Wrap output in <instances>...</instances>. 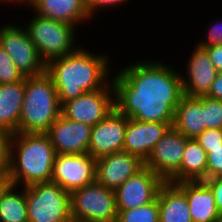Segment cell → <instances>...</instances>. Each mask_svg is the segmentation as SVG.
Returning <instances> with one entry per match:
<instances>
[{"label":"cell","instance_id":"cell-1","mask_svg":"<svg viewBox=\"0 0 222 222\" xmlns=\"http://www.w3.org/2000/svg\"><path fill=\"white\" fill-rule=\"evenodd\" d=\"M181 75L158 61L132 63L110 79L115 108L138 121L173 123L183 96Z\"/></svg>","mask_w":222,"mask_h":222},{"label":"cell","instance_id":"cell-34","mask_svg":"<svg viewBox=\"0 0 222 222\" xmlns=\"http://www.w3.org/2000/svg\"><path fill=\"white\" fill-rule=\"evenodd\" d=\"M218 72H222V44L203 47Z\"/></svg>","mask_w":222,"mask_h":222},{"label":"cell","instance_id":"cell-27","mask_svg":"<svg viewBox=\"0 0 222 222\" xmlns=\"http://www.w3.org/2000/svg\"><path fill=\"white\" fill-rule=\"evenodd\" d=\"M23 79L24 77L16 68L13 60L0 46V84H11Z\"/></svg>","mask_w":222,"mask_h":222},{"label":"cell","instance_id":"cell-35","mask_svg":"<svg viewBox=\"0 0 222 222\" xmlns=\"http://www.w3.org/2000/svg\"><path fill=\"white\" fill-rule=\"evenodd\" d=\"M207 96L222 101V72H218Z\"/></svg>","mask_w":222,"mask_h":222},{"label":"cell","instance_id":"cell-19","mask_svg":"<svg viewBox=\"0 0 222 222\" xmlns=\"http://www.w3.org/2000/svg\"><path fill=\"white\" fill-rule=\"evenodd\" d=\"M26 3L39 16L73 26L90 18L84 0H27Z\"/></svg>","mask_w":222,"mask_h":222},{"label":"cell","instance_id":"cell-5","mask_svg":"<svg viewBox=\"0 0 222 222\" xmlns=\"http://www.w3.org/2000/svg\"><path fill=\"white\" fill-rule=\"evenodd\" d=\"M29 222H73L71 196L54 182L23 186Z\"/></svg>","mask_w":222,"mask_h":222},{"label":"cell","instance_id":"cell-26","mask_svg":"<svg viewBox=\"0 0 222 222\" xmlns=\"http://www.w3.org/2000/svg\"><path fill=\"white\" fill-rule=\"evenodd\" d=\"M204 107L206 129H222V101L208 96L197 97Z\"/></svg>","mask_w":222,"mask_h":222},{"label":"cell","instance_id":"cell-10","mask_svg":"<svg viewBox=\"0 0 222 222\" xmlns=\"http://www.w3.org/2000/svg\"><path fill=\"white\" fill-rule=\"evenodd\" d=\"M96 158L85 154H56L51 182L72 191L95 182Z\"/></svg>","mask_w":222,"mask_h":222},{"label":"cell","instance_id":"cell-4","mask_svg":"<svg viewBox=\"0 0 222 222\" xmlns=\"http://www.w3.org/2000/svg\"><path fill=\"white\" fill-rule=\"evenodd\" d=\"M61 115L53 79L47 72L25 77V95L18 133H46Z\"/></svg>","mask_w":222,"mask_h":222},{"label":"cell","instance_id":"cell-16","mask_svg":"<svg viewBox=\"0 0 222 222\" xmlns=\"http://www.w3.org/2000/svg\"><path fill=\"white\" fill-rule=\"evenodd\" d=\"M172 126L173 123L145 122L128 118L123 151L145 162L153 147Z\"/></svg>","mask_w":222,"mask_h":222},{"label":"cell","instance_id":"cell-13","mask_svg":"<svg viewBox=\"0 0 222 222\" xmlns=\"http://www.w3.org/2000/svg\"><path fill=\"white\" fill-rule=\"evenodd\" d=\"M127 122L128 118L114 108L102 121L92 126L87 153L97 159L123 151Z\"/></svg>","mask_w":222,"mask_h":222},{"label":"cell","instance_id":"cell-7","mask_svg":"<svg viewBox=\"0 0 222 222\" xmlns=\"http://www.w3.org/2000/svg\"><path fill=\"white\" fill-rule=\"evenodd\" d=\"M73 221L116 222V196L96 181L70 193Z\"/></svg>","mask_w":222,"mask_h":222},{"label":"cell","instance_id":"cell-31","mask_svg":"<svg viewBox=\"0 0 222 222\" xmlns=\"http://www.w3.org/2000/svg\"><path fill=\"white\" fill-rule=\"evenodd\" d=\"M204 182L212 190L216 208L218 212L222 214V176L207 178Z\"/></svg>","mask_w":222,"mask_h":222},{"label":"cell","instance_id":"cell-18","mask_svg":"<svg viewBox=\"0 0 222 222\" xmlns=\"http://www.w3.org/2000/svg\"><path fill=\"white\" fill-rule=\"evenodd\" d=\"M176 185L187 197L193 222H217L221 219L214 194L204 181H183Z\"/></svg>","mask_w":222,"mask_h":222},{"label":"cell","instance_id":"cell-6","mask_svg":"<svg viewBox=\"0 0 222 222\" xmlns=\"http://www.w3.org/2000/svg\"><path fill=\"white\" fill-rule=\"evenodd\" d=\"M75 26L66 22L47 19L36 14L27 24L28 35L41 58L47 64L50 60L69 55L75 47Z\"/></svg>","mask_w":222,"mask_h":222},{"label":"cell","instance_id":"cell-28","mask_svg":"<svg viewBox=\"0 0 222 222\" xmlns=\"http://www.w3.org/2000/svg\"><path fill=\"white\" fill-rule=\"evenodd\" d=\"M11 137V133L0 127V180L7 179Z\"/></svg>","mask_w":222,"mask_h":222},{"label":"cell","instance_id":"cell-23","mask_svg":"<svg viewBox=\"0 0 222 222\" xmlns=\"http://www.w3.org/2000/svg\"><path fill=\"white\" fill-rule=\"evenodd\" d=\"M205 179H207V153L196 139H188L180 168L167 182L177 184Z\"/></svg>","mask_w":222,"mask_h":222},{"label":"cell","instance_id":"cell-32","mask_svg":"<svg viewBox=\"0 0 222 222\" xmlns=\"http://www.w3.org/2000/svg\"><path fill=\"white\" fill-rule=\"evenodd\" d=\"M208 30V39L207 41H201V43L197 44L199 47H208L211 45L222 44V23L213 24V26L209 27Z\"/></svg>","mask_w":222,"mask_h":222},{"label":"cell","instance_id":"cell-12","mask_svg":"<svg viewBox=\"0 0 222 222\" xmlns=\"http://www.w3.org/2000/svg\"><path fill=\"white\" fill-rule=\"evenodd\" d=\"M188 138L170 127L153 147L144 166L167 182L180 168Z\"/></svg>","mask_w":222,"mask_h":222},{"label":"cell","instance_id":"cell-17","mask_svg":"<svg viewBox=\"0 0 222 222\" xmlns=\"http://www.w3.org/2000/svg\"><path fill=\"white\" fill-rule=\"evenodd\" d=\"M187 65V78L181 76L183 95L189 97L207 96L218 71L210 61L206 50L195 46Z\"/></svg>","mask_w":222,"mask_h":222},{"label":"cell","instance_id":"cell-2","mask_svg":"<svg viewBox=\"0 0 222 222\" xmlns=\"http://www.w3.org/2000/svg\"><path fill=\"white\" fill-rule=\"evenodd\" d=\"M108 59V56L94 55L78 47L69 55L50 60L46 72L53 79L60 105L85 92L104 88L110 77Z\"/></svg>","mask_w":222,"mask_h":222},{"label":"cell","instance_id":"cell-15","mask_svg":"<svg viewBox=\"0 0 222 222\" xmlns=\"http://www.w3.org/2000/svg\"><path fill=\"white\" fill-rule=\"evenodd\" d=\"M144 167V162L126 151L113 152L96 159L95 181L114 191Z\"/></svg>","mask_w":222,"mask_h":222},{"label":"cell","instance_id":"cell-8","mask_svg":"<svg viewBox=\"0 0 222 222\" xmlns=\"http://www.w3.org/2000/svg\"><path fill=\"white\" fill-rule=\"evenodd\" d=\"M0 46L8 53L18 71L25 77L46 72V63L26 29L6 24L0 28Z\"/></svg>","mask_w":222,"mask_h":222},{"label":"cell","instance_id":"cell-22","mask_svg":"<svg viewBox=\"0 0 222 222\" xmlns=\"http://www.w3.org/2000/svg\"><path fill=\"white\" fill-rule=\"evenodd\" d=\"M173 127L188 139H195L206 129L204 107L197 97H181L174 113Z\"/></svg>","mask_w":222,"mask_h":222},{"label":"cell","instance_id":"cell-11","mask_svg":"<svg viewBox=\"0 0 222 222\" xmlns=\"http://www.w3.org/2000/svg\"><path fill=\"white\" fill-rule=\"evenodd\" d=\"M164 183L161 177L144 166L115 190L117 210H130L155 201Z\"/></svg>","mask_w":222,"mask_h":222},{"label":"cell","instance_id":"cell-14","mask_svg":"<svg viewBox=\"0 0 222 222\" xmlns=\"http://www.w3.org/2000/svg\"><path fill=\"white\" fill-rule=\"evenodd\" d=\"M92 126L71 121L60 115L46 132L56 154H85Z\"/></svg>","mask_w":222,"mask_h":222},{"label":"cell","instance_id":"cell-9","mask_svg":"<svg viewBox=\"0 0 222 222\" xmlns=\"http://www.w3.org/2000/svg\"><path fill=\"white\" fill-rule=\"evenodd\" d=\"M115 108V89L109 83L102 89L85 92L61 105V115L65 118L91 126L102 121Z\"/></svg>","mask_w":222,"mask_h":222},{"label":"cell","instance_id":"cell-24","mask_svg":"<svg viewBox=\"0 0 222 222\" xmlns=\"http://www.w3.org/2000/svg\"><path fill=\"white\" fill-rule=\"evenodd\" d=\"M0 180V222H29L25 191Z\"/></svg>","mask_w":222,"mask_h":222},{"label":"cell","instance_id":"cell-20","mask_svg":"<svg viewBox=\"0 0 222 222\" xmlns=\"http://www.w3.org/2000/svg\"><path fill=\"white\" fill-rule=\"evenodd\" d=\"M25 95V78L11 84H0V127L11 134L19 129Z\"/></svg>","mask_w":222,"mask_h":222},{"label":"cell","instance_id":"cell-3","mask_svg":"<svg viewBox=\"0 0 222 222\" xmlns=\"http://www.w3.org/2000/svg\"><path fill=\"white\" fill-rule=\"evenodd\" d=\"M9 156L8 183L28 186L51 182L56 152L46 133L12 134Z\"/></svg>","mask_w":222,"mask_h":222},{"label":"cell","instance_id":"cell-21","mask_svg":"<svg viewBox=\"0 0 222 222\" xmlns=\"http://www.w3.org/2000/svg\"><path fill=\"white\" fill-rule=\"evenodd\" d=\"M159 222H193L187 197L174 183L165 182L157 196Z\"/></svg>","mask_w":222,"mask_h":222},{"label":"cell","instance_id":"cell-29","mask_svg":"<svg viewBox=\"0 0 222 222\" xmlns=\"http://www.w3.org/2000/svg\"><path fill=\"white\" fill-rule=\"evenodd\" d=\"M216 176H222V144L207 153V178Z\"/></svg>","mask_w":222,"mask_h":222},{"label":"cell","instance_id":"cell-33","mask_svg":"<svg viewBox=\"0 0 222 222\" xmlns=\"http://www.w3.org/2000/svg\"><path fill=\"white\" fill-rule=\"evenodd\" d=\"M125 1L128 0H84L87 11L90 15V17L95 14V12L99 11L97 9H100L102 7H109V6H117L123 4ZM121 3V4H120ZM96 10V11H95Z\"/></svg>","mask_w":222,"mask_h":222},{"label":"cell","instance_id":"cell-25","mask_svg":"<svg viewBox=\"0 0 222 222\" xmlns=\"http://www.w3.org/2000/svg\"><path fill=\"white\" fill-rule=\"evenodd\" d=\"M117 211L116 222H159V205L157 199L141 207Z\"/></svg>","mask_w":222,"mask_h":222},{"label":"cell","instance_id":"cell-30","mask_svg":"<svg viewBox=\"0 0 222 222\" xmlns=\"http://www.w3.org/2000/svg\"><path fill=\"white\" fill-rule=\"evenodd\" d=\"M195 139L208 153V148H216L222 144V129H205Z\"/></svg>","mask_w":222,"mask_h":222},{"label":"cell","instance_id":"cell-36","mask_svg":"<svg viewBox=\"0 0 222 222\" xmlns=\"http://www.w3.org/2000/svg\"><path fill=\"white\" fill-rule=\"evenodd\" d=\"M1 1V3H2V1L3 2H5V1H8V2H10V1H12V2H17V4L18 3H20V4H22V3H25L26 4V2H27V0H0Z\"/></svg>","mask_w":222,"mask_h":222}]
</instances>
